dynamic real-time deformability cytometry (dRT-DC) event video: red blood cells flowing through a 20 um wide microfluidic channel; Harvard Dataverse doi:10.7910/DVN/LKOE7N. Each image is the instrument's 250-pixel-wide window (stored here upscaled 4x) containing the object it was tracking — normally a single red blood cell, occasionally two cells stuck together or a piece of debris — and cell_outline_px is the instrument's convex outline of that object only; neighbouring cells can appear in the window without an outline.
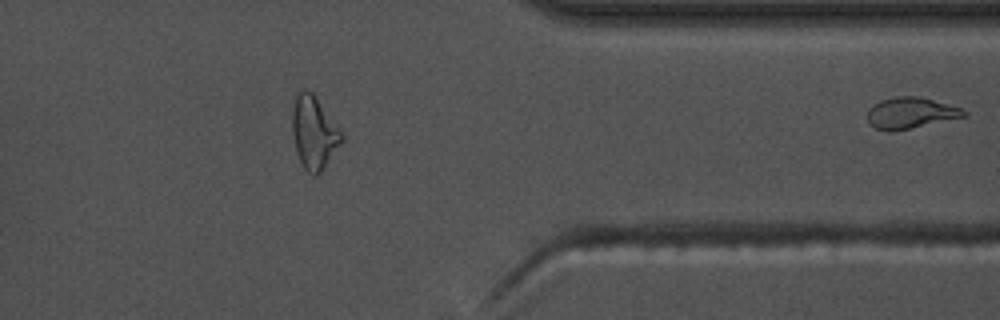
{"species": "common noctule bat (a hibernating species)", "species_latin": "Nyctalus noctula", "temperature_condition": "warm", "stored_images_in_passage": 44, "segment_of_instrument_passage": [2, 2], "camera_frame_rate_fps": 3000, "um_per_image_px": 0.085, "animal": {"sex": "male", "body_mass_g": 17.5, "forearm_length_mm": 52.3}, "frame": {"image": 1, "passage_image": 44, "time_ms": 14.333, "image_size_px": [1000, 320], "cell_outline_px": [[968, 116], [888, 132], [876, 128], [868, 124], [868, 108], [872, 104], [880, 100], [896, 96], [920, 96], [960, 108], [968, 112]], "centroid_in_image_um": [77.37, 9.59], "position_along_channel_um": 334.0, "area_um2": 17.46}}